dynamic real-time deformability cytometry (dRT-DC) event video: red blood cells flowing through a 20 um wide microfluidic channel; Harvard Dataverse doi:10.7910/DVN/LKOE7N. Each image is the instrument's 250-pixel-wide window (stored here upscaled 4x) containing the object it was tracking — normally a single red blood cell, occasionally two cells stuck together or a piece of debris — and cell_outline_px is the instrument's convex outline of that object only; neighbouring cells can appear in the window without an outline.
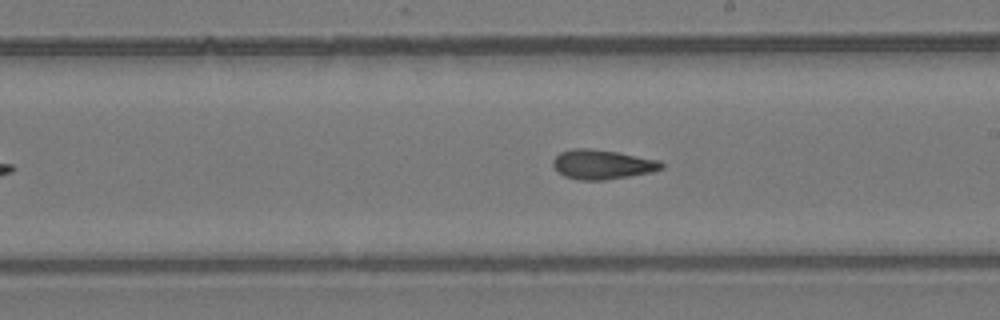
{"species": "common noctule bat (a hibernating species)", "species_latin": "Nyctalus noctula", "temperature_condition": "room temperature", "stored_images_in_passage": 7, "segment_of_instrument_passage": [2, 2], "camera_frame_rate_fps": 3000, "um_per_image_px": 0.085, "animal": {"sex": "female", "body_mass_g": 24.6, "forearm_length_mm": 56.2}, "frame": {"image": 1, "passage_image": 7, "time_ms": 7.667, "image_size_px": [1000, 320], "cell_outline_px": [[664, 168], [652, 172], [604, 180], [580, 180], [564, 176], [556, 172], [552, 164], [552, 160], [560, 152], [572, 148], [588, 148], [616, 152], [660, 160], [664, 164]], "centroid_in_image_um": [51.17, 13.98], "position_along_channel_um": 237.8, "area_um2": 18.73}}